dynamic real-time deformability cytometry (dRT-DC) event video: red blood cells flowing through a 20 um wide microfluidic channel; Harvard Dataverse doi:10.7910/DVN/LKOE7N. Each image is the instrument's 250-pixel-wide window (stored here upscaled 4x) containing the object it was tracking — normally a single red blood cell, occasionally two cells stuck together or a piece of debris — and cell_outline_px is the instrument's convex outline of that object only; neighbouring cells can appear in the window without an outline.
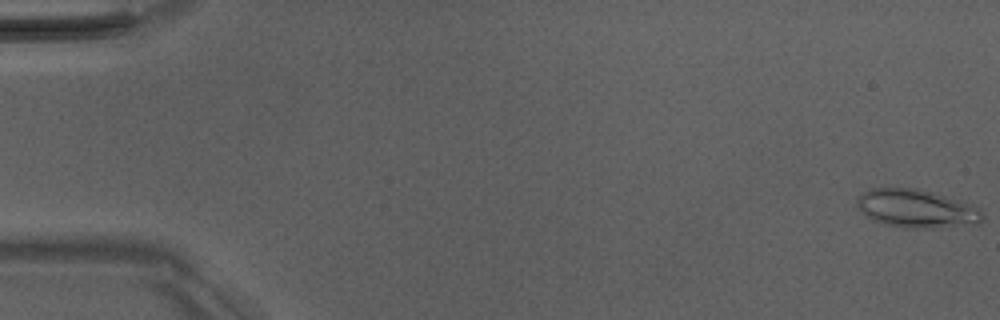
{"species": "Egyptian fruit bat (a non-hibernating species)", "species_latin": "Rousettus aegyptiacus", "temperature_condition": "room temperature", "stored_images_in_passage": 2, "camera_frame_rate_fps": 3000, "um_per_image_px": 0.085, "animal": {"sex": "male"}, "frame": {"image": 1, "passage_image": 2, "time_ms": 1.333, "image_size_px": [1000, 320], "cell_outline_px": [[984, 220], [980, 224], [932, 228], [904, 228], [872, 220], [856, 204], [856, 200], [860, 192], [872, 188], [916, 188], [932, 192], [972, 204], [980, 208], [984, 216]], "centroid_in_image_um": [77.95, 17.73], "position_along_channel_um": 7.1, "area_um2": 28.09}}